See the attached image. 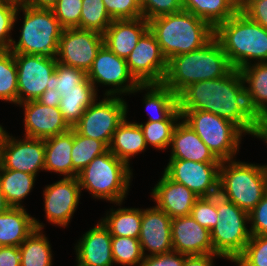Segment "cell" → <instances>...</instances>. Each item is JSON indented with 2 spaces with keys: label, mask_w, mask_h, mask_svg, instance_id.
Here are the masks:
<instances>
[{
  "label": "cell",
  "mask_w": 267,
  "mask_h": 266,
  "mask_svg": "<svg viewBox=\"0 0 267 266\" xmlns=\"http://www.w3.org/2000/svg\"><path fill=\"white\" fill-rule=\"evenodd\" d=\"M179 110L211 112L255 135L259 119L251 111L240 70L233 68L219 79L190 84L178 95Z\"/></svg>",
  "instance_id": "cell-1"
},
{
  "label": "cell",
  "mask_w": 267,
  "mask_h": 266,
  "mask_svg": "<svg viewBox=\"0 0 267 266\" xmlns=\"http://www.w3.org/2000/svg\"><path fill=\"white\" fill-rule=\"evenodd\" d=\"M232 69L221 44L213 37L202 48L169 59L163 84L178 96L190 84L222 78Z\"/></svg>",
  "instance_id": "cell-2"
},
{
  "label": "cell",
  "mask_w": 267,
  "mask_h": 266,
  "mask_svg": "<svg viewBox=\"0 0 267 266\" xmlns=\"http://www.w3.org/2000/svg\"><path fill=\"white\" fill-rule=\"evenodd\" d=\"M148 26L167 61L202 48L214 37L207 22L186 10L155 17Z\"/></svg>",
  "instance_id": "cell-3"
},
{
  "label": "cell",
  "mask_w": 267,
  "mask_h": 266,
  "mask_svg": "<svg viewBox=\"0 0 267 266\" xmlns=\"http://www.w3.org/2000/svg\"><path fill=\"white\" fill-rule=\"evenodd\" d=\"M214 37L237 70L250 65L253 59L267 62V29L241 11L219 24L214 29Z\"/></svg>",
  "instance_id": "cell-4"
},
{
  "label": "cell",
  "mask_w": 267,
  "mask_h": 266,
  "mask_svg": "<svg viewBox=\"0 0 267 266\" xmlns=\"http://www.w3.org/2000/svg\"><path fill=\"white\" fill-rule=\"evenodd\" d=\"M218 194L249 213L267 194V165L221 161Z\"/></svg>",
  "instance_id": "cell-5"
},
{
  "label": "cell",
  "mask_w": 267,
  "mask_h": 266,
  "mask_svg": "<svg viewBox=\"0 0 267 266\" xmlns=\"http://www.w3.org/2000/svg\"><path fill=\"white\" fill-rule=\"evenodd\" d=\"M129 165L110 150L95 157L78 173L80 189H86L94 198L121 205L131 180Z\"/></svg>",
  "instance_id": "cell-6"
},
{
  "label": "cell",
  "mask_w": 267,
  "mask_h": 266,
  "mask_svg": "<svg viewBox=\"0 0 267 266\" xmlns=\"http://www.w3.org/2000/svg\"><path fill=\"white\" fill-rule=\"evenodd\" d=\"M24 12V21L19 41H12L13 53L56 57L58 44L63 31L52 9L26 6L19 8Z\"/></svg>",
  "instance_id": "cell-7"
},
{
  "label": "cell",
  "mask_w": 267,
  "mask_h": 266,
  "mask_svg": "<svg viewBox=\"0 0 267 266\" xmlns=\"http://www.w3.org/2000/svg\"><path fill=\"white\" fill-rule=\"evenodd\" d=\"M189 125L220 160H231L239 149L243 131L232 121L202 110H179Z\"/></svg>",
  "instance_id": "cell-8"
},
{
  "label": "cell",
  "mask_w": 267,
  "mask_h": 266,
  "mask_svg": "<svg viewBox=\"0 0 267 266\" xmlns=\"http://www.w3.org/2000/svg\"><path fill=\"white\" fill-rule=\"evenodd\" d=\"M217 213L218 221L210 231L213 250L222 258L233 262L244 251L251 237L246 226L249 223V213L219 194Z\"/></svg>",
  "instance_id": "cell-9"
},
{
  "label": "cell",
  "mask_w": 267,
  "mask_h": 266,
  "mask_svg": "<svg viewBox=\"0 0 267 266\" xmlns=\"http://www.w3.org/2000/svg\"><path fill=\"white\" fill-rule=\"evenodd\" d=\"M126 114V102L119 96L107 95V98L90 105L73 128L80 135L100 140L109 147L113 133Z\"/></svg>",
  "instance_id": "cell-10"
},
{
  "label": "cell",
  "mask_w": 267,
  "mask_h": 266,
  "mask_svg": "<svg viewBox=\"0 0 267 266\" xmlns=\"http://www.w3.org/2000/svg\"><path fill=\"white\" fill-rule=\"evenodd\" d=\"M17 66L18 104L37 100L46 89H53L56 57L14 53Z\"/></svg>",
  "instance_id": "cell-11"
},
{
  "label": "cell",
  "mask_w": 267,
  "mask_h": 266,
  "mask_svg": "<svg viewBox=\"0 0 267 266\" xmlns=\"http://www.w3.org/2000/svg\"><path fill=\"white\" fill-rule=\"evenodd\" d=\"M87 78L95 88L97 83L115 87V89L107 90L106 96H116V93L117 95L130 94L145 89V84H140L130 73L126 59L118 57L105 45L98 51L91 68L87 72ZM126 82H128L127 85Z\"/></svg>",
  "instance_id": "cell-12"
},
{
  "label": "cell",
  "mask_w": 267,
  "mask_h": 266,
  "mask_svg": "<svg viewBox=\"0 0 267 266\" xmlns=\"http://www.w3.org/2000/svg\"><path fill=\"white\" fill-rule=\"evenodd\" d=\"M103 45L101 33L79 28H66L63 29L59 40L56 59L58 63L87 73Z\"/></svg>",
  "instance_id": "cell-13"
},
{
  "label": "cell",
  "mask_w": 267,
  "mask_h": 266,
  "mask_svg": "<svg viewBox=\"0 0 267 266\" xmlns=\"http://www.w3.org/2000/svg\"><path fill=\"white\" fill-rule=\"evenodd\" d=\"M220 164L221 162L170 159L164 173L199 197H210L218 194Z\"/></svg>",
  "instance_id": "cell-14"
},
{
  "label": "cell",
  "mask_w": 267,
  "mask_h": 266,
  "mask_svg": "<svg viewBox=\"0 0 267 266\" xmlns=\"http://www.w3.org/2000/svg\"><path fill=\"white\" fill-rule=\"evenodd\" d=\"M126 62L130 73L140 84L163 83L167 60L149 29L140 37Z\"/></svg>",
  "instance_id": "cell-15"
},
{
  "label": "cell",
  "mask_w": 267,
  "mask_h": 266,
  "mask_svg": "<svg viewBox=\"0 0 267 266\" xmlns=\"http://www.w3.org/2000/svg\"><path fill=\"white\" fill-rule=\"evenodd\" d=\"M44 139L26 137L16 140L6 135L0 154V166L5 169L36 175L45 166Z\"/></svg>",
  "instance_id": "cell-16"
},
{
  "label": "cell",
  "mask_w": 267,
  "mask_h": 266,
  "mask_svg": "<svg viewBox=\"0 0 267 266\" xmlns=\"http://www.w3.org/2000/svg\"><path fill=\"white\" fill-rule=\"evenodd\" d=\"M43 192L47 220L60 227L67 226L81 196L78 178L64 177L48 185Z\"/></svg>",
  "instance_id": "cell-17"
},
{
  "label": "cell",
  "mask_w": 267,
  "mask_h": 266,
  "mask_svg": "<svg viewBox=\"0 0 267 266\" xmlns=\"http://www.w3.org/2000/svg\"><path fill=\"white\" fill-rule=\"evenodd\" d=\"M173 251L185 255L216 254L211 232L189 216L171 219Z\"/></svg>",
  "instance_id": "cell-18"
},
{
  "label": "cell",
  "mask_w": 267,
  "mask_h": 266,
  "mask_svg": "<svg viewBox=\"0 0 267 266\" xmlns=\"http://www.w3.org/2000/svg\"><path fill=\"white\" fill-rule=\"evenodd\" d=\"M171 219L156 206L142 209L141 231L138 239L144 257L146 249L150 251L149 256L173 251Z\"/></svg>",
  "instance_id": "cell-19"
},
{
  "label": "cell",
  "mask_w": 267,
  "mask_h": 266,
  "mask_svg": "<svg viewBox=\"0 0 267 266\" xmlns=\"http://www.w3.org/2000/svg\"><path fill=\"white\" fill-rule=\"evenodd\" d=\"M19 105L24 106L26 137L46 139L70 129L59 107L47 106L37 100L26 101Z\"/></svg>",
  "instance_id": "cell-20"
},
{
  "label": "cell",
  "mask_w": 267,
  "mask_h": 266,
  "mask_svg": "<svg viewBox=\"0 0 267 266\" xmlns=\"http://www.w3.org/2000/svg\"><path fill=\"white\" fill-rule=\"evenodd\" d=\"M152 191L156 207L171 218L189 216L199 198L193 191L171 180L165 173Z\"/></svg>",
  "instance_id": "cell-21"
},
{
  "label": "cell",
  "mask_w": 267,
  "mask_h": 266,
  "mask_svg": "<svg viewBox=\"0 0 267 266\" xmlns=\"http://www.w3.org/2000/svg\"><path fill=\"white\" fill-rule=\"evenodd\" d=\"M112 236L100 221L87 231L76 245L77 263L81 266H112Z\"/></svg>",
  "instance_id": "cell-22"
},
{
  "label": "cell",
  "mask_w": 267,
  "mask_h": 266,
  "mask_svg": "<svg viewBox=\"0 0 267 266\" xmlns=\"http://www.w3.org/2000/svg\"><path fill=\"white\" fill-rule=\"evenodd\" d=\"M148 29L144 17L113 20L103 33L104 45L118 57L126 59Z\"/></svg>",
  "instance_id": "cell-23"
},
{
  "label": "cell",
  "mask_w": 267,
  "mask_h": 266,
  "mask_svg": "<svg viewBox=\"0 0 267 266\" xmlns=\"http://www.w3.org/2000/svg\"><path fill=\"white\" fill-rule=\"evenodd\" d=\"M170 145L172 146L170 159L221 162L184 121L177 123Z\"/></svg>",
  "instance_id": "cell-24"
},
{
  "label": "cell",
  "mask_w": 267,
  "mask_h": 266,
  "mask_svg": "<svg viewBox=\"0 0 267 266\" xmlns=\"http://www.w3.org/2000/svg\"><path fill=\"white\" fill-rule=\"evenodd\" d=\"M43 227L23 206L10 207L0 213V246L19 247L34 230H42Z\"/></svg>",
  "instance_id": "cell-25"
},
{
  "label": "cell",
  "mask_w": 267,
  "mask_h": 266,
  "mask_svg": "<svg viewBox=\"0 0 267 266\" xmlns=\"http://www.w3.org/2000/svg\"><path fill=\"white\" fill-rule=\"evenodd\" d=\"M252 65V66H251ZM251 111L259 119L267 118V62L247 65L240 69Z\"/></svg>",
  "instance_id": "cell-26"
},
{
  "label": "cell",
  "mask_w": 267,
  "mask_h": 266,
  "mask_svg": "<svg viewBox=\"0 0 267 266\" xmlns=\"http://www.w3.org/2000/svg\"><path fill=\"white\" fill-rule=\"evenodd\" d=\"M45 166L44 170L73 177L71 150L73 148V128L68 131L44 139Z\"/></svg>",
  "instance_id": "cell-27"
},
{
  "label": "cell",
  "mask_w": 267,
  "mask_h": 266,
  "mask_svg": "<svg viewBox=\"0 0 267 266\" xmlns=\"http://www.w3.org/2000/svg\"><path fill=\"white\" fill-rule=\"evenodd\" d=\"M151 88V89H150ZM145 107L153 110L158 116H149L150 122L178 121L181 118L178 96L163 83L145 84ZM149 115V113H147Z\"/></svg>",
  "instance_id": "cell-28"
},
{
  "label": "cell",
  "mask_w": 267,
  "mask_h": 266,
  "mask_svg": "<svg viewBox=\"0 0 267 266\" xmlns=\"http://www.w3.org/2000/svg\"><path fill=\"white\" fill-rule=\"evenodd\" d=\"M126 120L125 117L113 133L109 150L117 158L130 165V157L145 150L147 144L139 124Z\"/></svg>",
  "instance_id": "cell-29"
},
{
  "label": "cell",
  "mask_w": 267,
  "mask_h": 266,
  "mask_svg": "<svg viewBox=\"0 0 267 266\" xmlns=\"http://www.w3.org/2000/svg\"><path fill=\"white\" fill-rule=\"evenodd\" d=\"M97 91L86 78L80 83V90L62 91L59 109L62 117L70 128H73L85 110L97 99Z\"/></svg>",
  "instance_id": "cell-30"
},
{
  "label": "cell",
  "mask_w": 267,
  "mask_h": 266,
  "mask_svg": "<svg viewBox=\"0 0 267 266\" xmlns=\"http://www.w3.org/2000/svg\"><path fill=\"white\" fill-rule=\"evenodd\" d=\"M183 10L198 16L213 29L239 11L238 0H183Z\"/></svg>",
  "instance_id": "cell-31"
},
{
  "label": "cell",
  "mask_w": 267,
  "mask_h": 266,
  "mask_svg": "<svg viewBox=\"0 0 267 266\" xmlns=\"http://www.w3.org/2000/svg\"><path fill=\"white\" fill-rule=\"evenodd\" d=\"M36 175L0 166V186L11 207H22L21 200L31 192Z\"/></svg>",
  "instance_id": "cell-32"
},
{
  "label": "cell",
  "mask_w": 267,
  "mask_h": 266,
  "mask_svg": "<svg viewBox=\"0 0 267 266\" xmlns=\"http://www.w3.org/2000/svg\"><path fill=\"white\" fill-rule=\"evenodd\" d=\"M106 218L101 219L112 237H130L138 239L141 231L142 209L119 208L110 211Z\"/></svg>",
  "instance_id": "cell-33"
},
{
  "label": "cell",
  "mask_w": 267,
  "mask_h": 266,
  "mask_svg": "<svg viewBox=\"0 0 267 266\" xmlns=\"http://www.w3.org/2000/svg\"><path fill=\"white\" fill-rule=\"evenodd\" d=\"M40 231L34 230L19 246L21 266L52 265L50 243Z\"/></svg>",
  "instance_id": "cell-34"
},
{
  "label": "cell",
  "mask_w": 267,
  "mask_h": 266,
  "mask_svg": "<svg viewBox=\"0 0 267 266\" xmlns=\"http://www.w3.org/2000/svg\"><path fill=\"white\" fill-rule=\"evenodd\" d=\"M108 150L109 147L104 142L82 136L73 128V148L71 150L73 177H77L78 173L95 157Z\"/></svg>",
  "instance_id": "cell-35"
},
{
  "label": "cell",
  "mask_w": 267,
  "mask_h": 266,
  "mask_svg": "<svg viewBox=\"0 0 267 266\" xmlns=\"http://www.w3.org/2000/svg\"><path fill=\"white\" fill-rule=\"evenodd\" d=\"M0 100L18 104L17 66L10 50H0Z\"/></svg>",
  "instance_id": "cell-36"
},
{
  "label": "cell",
  "mask_w": 267,
  "mask_h": 266,
  "mask_svg": "<svg viewBox=\"0 0 267 266\" xmlns=\"http://www.w3.org/2000/svg\"><path fill=\"white\" fill-rule=\"evenodd\" d=\"M112 21L102 0H82L80 29L103 34Z\"/></svg>",
  "instance_id": "cell-37"
},
{
  "label": "cell",
  "mask_w": 267,
  "mask_h": 266,
  "mask_svg": "<svg viewBox=\"0 0 267 266\" xmlns=\"http://www.w3.org/2000/svg\"><path fill=\"white\" fill-rule=\"evenodd\" d=\"M112 256L114 263L135 266L141 264L144 255L141 249L139 239L130 237H112Z\"/></svg>",
  "instance_id": "cell-38"
},
{
  "label": "cell",
  "mask_w": 267,
  "mask_h": 266,
  "mask_svg": "<svg viewBox=\"0 0 267 266\" xmlns=\"http://www.w3.org/2000/svg\"><path fill=\"white\" fill-rule=\"evenodd\" d=\"M176 125L175 121H147L145 124H139L146 144H150L159 150L170 146Z\"/></svg>",
  "instance_id": "cell-39"
},
{
  "label": "cell",
  "mask_w": 267,
  "mask_h": 266,
  "mask_svg": "<svg viewBox=\"0 0 267 266\" xmlns=\"http://www.w3.org/2000/svg\"><path fill=\"white\" fill-rule=\"evenodd\" d=\"M233 262L238 266H267V235L251 236L244 251Z\"/></svg>",
  "instance_id": "cell-40"
},
{
  "label": "cell",
  "mask_w": 267,
  "mask_h": 266,
  "mask_svg": "<svg viewBox=\"0 0 267 266\" xmlns=\"http://www.w3.org/2000/svg\"><path fill=\"white\" fill-rule=\"evenodd\" d=\"M87 78V73L75 67L57 62L53 74V89L57 91L80 90V83Z\"/></svg>",
  "instance_id": "cell-41"
},
{
  "label": "cell",
  "mask_w": 267,
  "mask_h": 266,
  "mask_svg": "<svg viewBox=\"0 0 267 266\" xmlns=\"http://www.w3.org/2000/svg\"><path fill=\"white\" fill-rule=\"evenodd\" d=\"M201 226L212 230L218 221L217 195L210 197H199L190 214Z\"/></svg>",
  "instance_id": "cell-42"
},
{
  "label": "cell",
  "mask_w": 267,
  "mask_h": 266,
  "mask_svg": "<svg viewBox=\"0 0 267 266\" xmlns=\"http://www.w3.org/2000/svg\"><path fill=\"white\" fill-rule=\"evenodd\" d=\"M51 9L64 29H80L82 0H58Z\"/></svg>",
  "instance_id": "cell-43"
},
{
  "label": "cell",
  "mask_w": 267,
  "mask_h": 266,
  "mask_svg": "<svg viewBox=\"0 0 267 266\" xmlns=\"http://www.w3.org/2000/svg\"><path fill=\"white\" fill-rule=\"evenodd\" d=\"M112 20L143 17L139 0H102Z\"/></svg>",
  "instance_id": "cell-44"
},
{
  "label": "cell",
  "mask_w": 267,
  "mask_h": 266,
  "mask_svg": "<svg viewBox=\"0 0 267 266\" xmlns=\"http://www.w3.org/2000/svg\"><path fill=\"white\" fill-rule=\"evenodd\" d=\"M139 2L143 17L147 21L183 10V0H139Z\"/></svg>",
  "instance_id": "cell-45"
},
{
  "label": "cell",
  "mask_w": 267,
  "mask_h": 266,
  "mask_svg": "<svg viewBox=\"0 0 267 266\" xmlns=\"http://www.w3.org/2000/svg\"><path fill=\"white\" fill-rule=\"evenodd\" d=\"M19 9L0 2V50H9L13 39L10 32L14 27Z\"/></svg>",
  "instance_id": "cell-46"
},
{
  "label": "cell",
  "mask_w": 267,
  "mask_h": 266,
  "mask_svg": "<svg viewBox=\"0 0 267 266\" xmlns=\"http://www.w3.org/2000/svg\"><path fill=\"white\" fill-rule=\"evenodd\" d=\"M238 9L250 20L267 29V0L238 1Z\"/></svg>",
  "instance_id": "cell-47"
},
{
  "label": "cell",
  "mask_w": 267,
  "mask_h": 266,
  "mask_svg": "<svg viewBox=\"0 0 267 266\" xmlns=\"http://www.w3.org/2000/svg\"><path fill=\"white\" fill-rule=\"evenodd\" d=\"M249 221L252 224L249 229L251 236L267 235V194L249 212Z\"/></svg>",
  "instance_id": "cell-48"
},
{
  "label": "cell",
  "mask_w": 267,
  "mask_h": 266,
  "mask_svg": "<svg viewBox=\"0 0 267 266\" xmlns=\"http://www.w3.org/2000/svg\"><path fill=\"white\" fill-rule=\"evenodd\" d=\"M186 256L176 251L152 256L146 255L138 266H184Z\"/></svg>",
  "instance_id": "cell-49"
},
{
  "label": "cell",
  "mask_w": 267,
  "mask_h": 266,
  "mask_svg": "<svg viewBox=\"0 0 267 266\" xmlns=\"http://www.w3.org/2000/svg\"><path fill=\"white\" fill-rule=\"evenodd\" d=\"M0 266H21L19 247L0 246Z\"/></svg>",
  "instance_id": "cell-50"
},
{
  "label": "cell",
  "mask_w": 267,
  "mask_h": 266,
  "mask_svg": "<svg viewBox=\"0 0 267 266\" xmlns=\"http://www.w3.org/2000/svg\"><path fill=\"white\" fill-rule=\"evenodd\" d=\"M219 254L187 255L184 266H213V258Z\"/></svg>",
  "instance_id": "cell-51"
},
{
  "label": "cell",
  "mask_w": 267,
  "mask_h": 266,
  "mask_svg": "<svg viewBox=\"0 0 267 266\" xmlns=\"http://www.w3.org/2000/svg\"><path fill=\"white\" fill-rule=\"evenodd\" d=\"M62 93L56 89H46L43 94L37 99L41 104L59 107Z\"/></svg>",
  "instance_id": "cell-52"
},
{
  "label": "cell",
  "mask_w": 267,
  "mask_h": 266,
  "mask_svg": "<svg viewBox=\"0 0 267 266\" xmlns=\"http://www.w3.org/2000/svg\"><path fill=\"white\" fill-rule=\"evenodd\" d=\"M58 0H27V6L51 9Z\"/></svg>",
  "instance_id": "cell-53"
},
{
  "label": "cell",
  "mask_w": 267,
  "mask_h": 266,
  "mask_svg": "<svg viewBox=\"0 0 267 266\" xmlns=\"http://www.w3.org/2000/svg\"><path fill=\"white\" fill-rule=\"evenodd\" d=\"M254 136L263 139L267 143V118L259 121Z\"/></svg>",
  "instance_id": "cell-54"
},
{
  "label": "cell",
  "mask_w": 267,
  "mask_h": 266,
  "mask_svg": "<svg viewBox=\"0 0 267 266\" xmlns=\"http://www.w3.org/2000/svg\"><path fill=\"white\" fill-rule=\"evenodd\" d=\"M1 3L12 6L16 9L24 8L27 6V0H0Z\"/></svg>",
  "instance_id": "cell-55"
},
{
  "label": "cell",
  "mask_w": 267,
  "mask_h": 266,
  "mask_svg": "<svg viewBox=\"0 0 267 266\" xmlns=\"http://www.w3.org/2000/svg\"><path fill=\"white\" fill-rule=\"evenodd\" d=\"M11 206L7 203L0 186V213L7 211Z\"/></svg>",
  "instance_id": "cell-56"
},
{
  "label": "cell",
  "mask_w": 267,
  "mask_h": 266,
  "mask_svg": "<svg viewBox=\"0 0 267 266\" xmlns=\"http://www.w3.org/2000/svg\"><path fill=\"white\" fill-rule=\"evenodd\" d=\"M7 132L0 125V154Z\"/></svg>",
  "instance_id": "cell-57"
},
{
  "label": "cell",
  "mask_w": 267,
  "mask_h": 266,
  "mask_svg": "<svg viewBox=\"0 0 267 266\" xmlns=\"http://www.w3.org/2000/svg\"><path fill=\"white\" fill-rule=\"evenodd\" d=\"M238 1H257V0H238Z\"/></svg>",
  "instance_id": "cell-58"
}]
</instances>
